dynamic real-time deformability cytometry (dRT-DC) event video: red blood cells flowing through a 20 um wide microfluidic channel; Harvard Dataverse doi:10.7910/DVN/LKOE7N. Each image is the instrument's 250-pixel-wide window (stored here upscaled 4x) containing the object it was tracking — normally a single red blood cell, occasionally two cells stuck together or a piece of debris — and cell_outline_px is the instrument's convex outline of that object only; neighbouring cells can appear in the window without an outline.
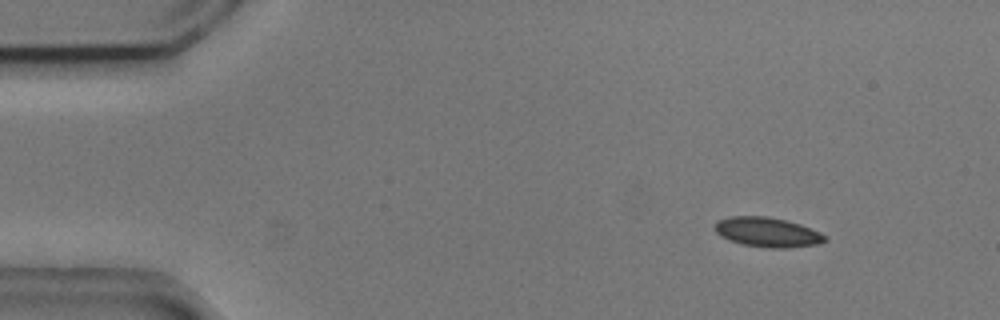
{"species": "common noctule bat (a hibernating species)", "species_latin": "Nyctalus noctula", "temperature_condition": "cold", "stored_images_in_passage": 3, "camera_frame_rate_fps": 3000, "um_per_image_px": 0.085, "animal": {"sex": "male", "body_mass_g": 20.5, "forearm_length_mm": 52.5}, "frame": {"image": 1, "passage_image": 3, "time_ms": 0.667, "image_size_px": [1000, 320], "cell_outline_px": [[828, 240], [816, 244], [784, 248], [768, 248], [744, 244], [720, 236], [716, 232], [716, 220], [728, 216], [768, 216], [800, 224], [820, 232], [828, 236]], "centroid_in_image_um": [65.24, 19.72], "position_along_channel_um": 19.8, "area_um2": 18.9}}